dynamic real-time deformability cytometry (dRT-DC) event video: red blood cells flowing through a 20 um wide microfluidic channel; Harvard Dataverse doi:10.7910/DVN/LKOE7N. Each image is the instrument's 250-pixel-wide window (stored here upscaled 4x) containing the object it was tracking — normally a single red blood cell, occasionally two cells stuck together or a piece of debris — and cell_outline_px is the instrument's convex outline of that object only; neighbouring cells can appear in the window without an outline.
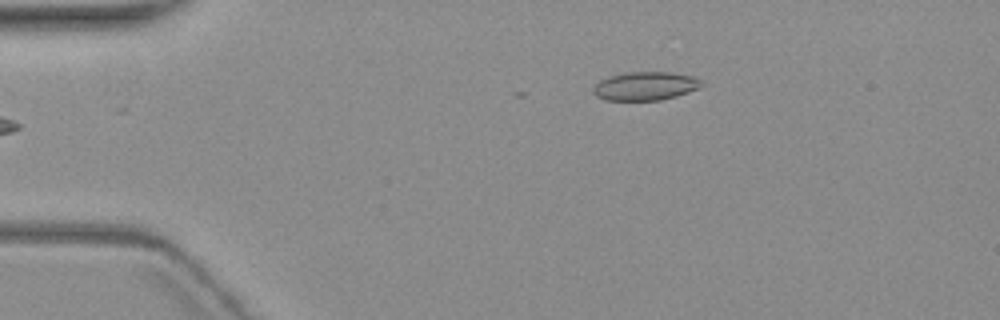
{"species": "common noctule bat (a hibernating species)", "species_latin": "Nyctalus noctula", "temperature_condition": "warm", "stored_images_in_passage": 5, "camera_frame_rate_fps": 3000, "um_per_image_px": 0.085, "animal": {"sex": "female", "body_mass_g": 19.3, "forearm_length_mm": 54.1}, "frame": {"image": 1, "passage_image": 5, "time_ms": 4.667, "image_size_px": [1000, 320], "cell_outline_px": [[704, 84], [700, 88], [676, 96], [660, 100], [604, 100], [596, 96], [592, 92], [592, 88], [600, 80], [608, 76], [628, 72], [672, 72], [692, 76], [700, 80]], "centroid_in_image_um": [54.84, 7.31], "position_along_channel_um": 30.2, "area_um2": 18.09}}